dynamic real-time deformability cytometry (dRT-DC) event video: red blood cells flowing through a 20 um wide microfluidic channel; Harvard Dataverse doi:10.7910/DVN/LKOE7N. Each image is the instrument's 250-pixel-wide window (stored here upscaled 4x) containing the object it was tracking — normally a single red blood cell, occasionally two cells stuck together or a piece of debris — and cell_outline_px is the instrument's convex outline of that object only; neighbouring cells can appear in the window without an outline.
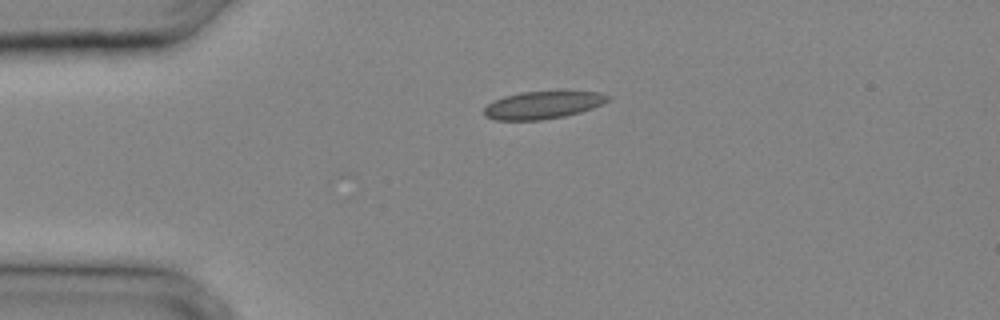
{"species": "common noctule bat (a hibernating species)", "species_latin": "Nyctalus noctula", "temperature_condition": "cold", "stored_images_in_passage": 22, "camera_frame_rate_fps": 3000, "um_per_image_px": 0.085, "animal": {"sex": "male", "body_mass_g": 20.4}, "frame": {"image": 1, "passage_image": 1, "time_ms": 0.0, "image_size_px": [1000, 320], "cell_outline_px": [[612, 96], [608, 100], [592, 108], [580, 112], [564, 116], [540, 120], [492, 120], [484, 116], [484, 108], [488, 104], [504, 96], [520, 92], [600, 92]], "centroid_in_image_um": [46.1, 8.94], "position_along_channel_um": 38.9, "area_um2": 19.65}}
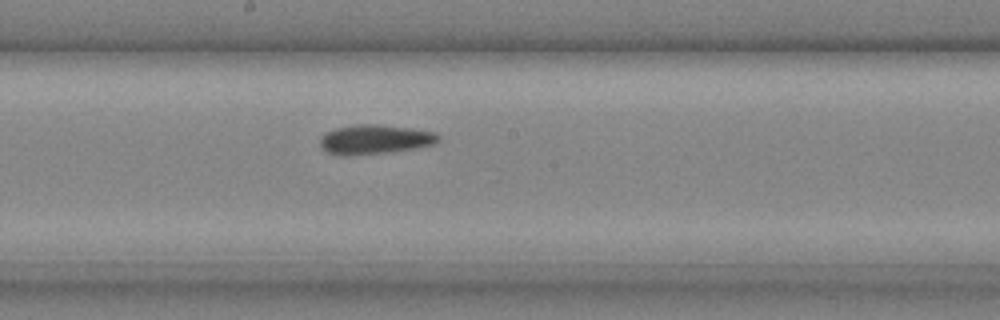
{"frame": {"image": 2, "passage_image": 11, "time_ms": 3.333, "image_size_px": [1000, 320], "cell_outline_px": [[440, 140], [432, 144], [416, 148], [388, 152], [348, 156], [336, 156], [320, 148], [320, 136], [324, 132], [336, 128], [356, 124], [380, 124], [408, 128], [432, 132], [440, 136]], "centroid_in_image_um": [31.77, 11.86], "position_along_channel_um": 216.4, "area_um2": 20.4}}
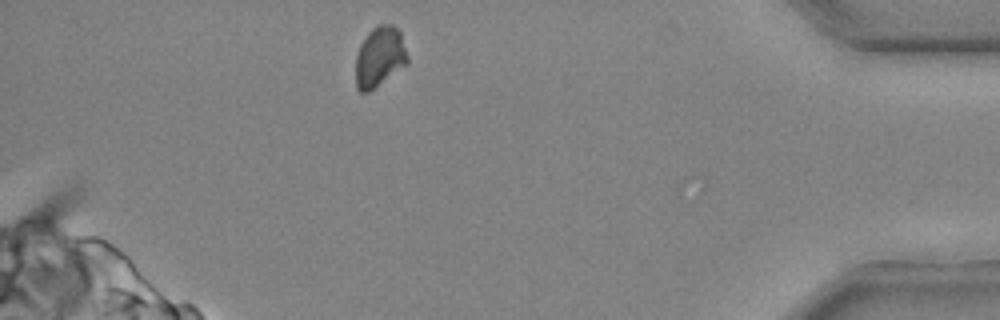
{"frame": {"image": 3, "passage_image": 22, "time_ms": 7.0, "image_size_px": [1000, 320], "cell_outline_px": [[408, 64], [368, 92], [360, 92], [356, 88], [356, 56], [360, 44], [368, 32], [372, 28], [380, 24], [392, 24], [400, 32], [408, 56]], "centroid_in_image_um": [32.27, 4.83], "position_along_channel_um": 402.9, "area_um2": 18.21}}